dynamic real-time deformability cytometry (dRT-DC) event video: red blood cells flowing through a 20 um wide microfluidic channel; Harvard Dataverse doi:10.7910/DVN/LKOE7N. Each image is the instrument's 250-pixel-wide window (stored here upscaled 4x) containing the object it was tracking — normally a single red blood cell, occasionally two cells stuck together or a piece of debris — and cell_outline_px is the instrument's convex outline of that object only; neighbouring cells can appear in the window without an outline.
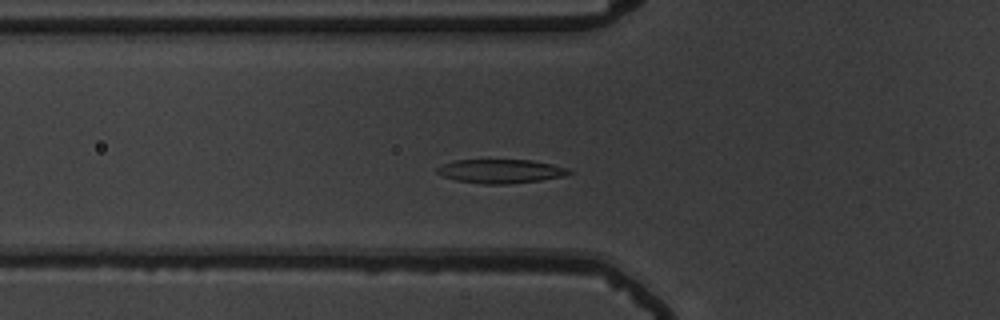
{"species": "common noctule bat (a hibernating species)", "species_latin": "Nyctalus noctula", "temperature_condition": "warm", "stored_images_in_passage": 50, "camera_frame_rate_fps": 3000, "um_per_image_px": 0.085, "animal": {"sex": "male", "body_mass_g": 19.5, "forearm_length_mm": 54.6}, "frame": {"image": 1, "passage_image": 14, "time_ms": 4.333, "image_size_px": [1000, 320], "cell_outline_px": [[572, 172], [564, 176], [540, 180], [508, 184], [484, 184], [456, 180], [444, 176], [436, 172], [436, 168], [452, 160], [532, 160], [552, 164], [568, 168]], "centroid_in_image_um": [42.56, 14.55], "position_along_channel_um": 83.2, "area_um2": 18.26}}
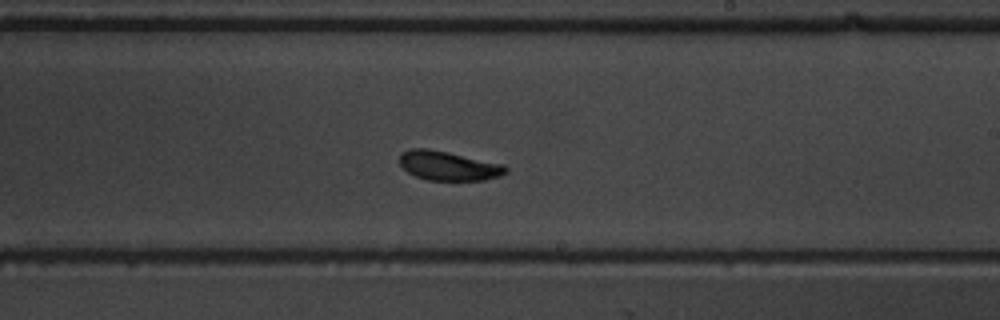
{"frame": {"image": 2, "passage_image": 28, "time_ms": 9.0, "image_size_px": [1000, 320], "cell_outline_px": [[508, 172], [500, 176], [484, 180], [428, 180], [416, 176], [408, 172], [400, 164], [400, 152], [412, 148], [428, 148], [448, 152], [504, 164], [508, 168]], "centroid_in_image_um": [38.13, 14.08], "position_along_channel_um": 250.9, "area_um2": 18.15}}
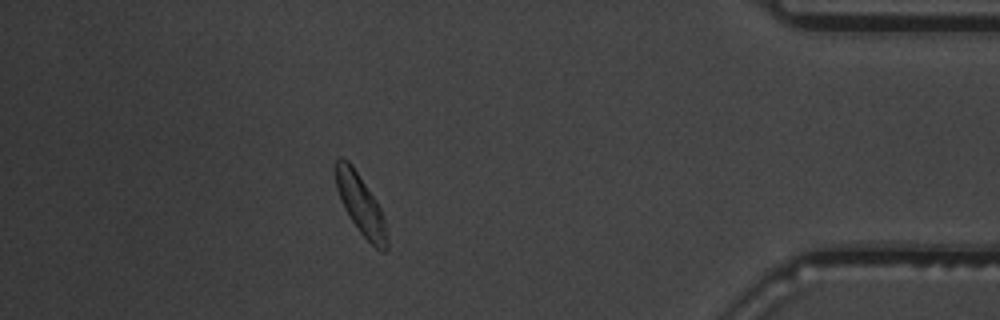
{"frame": {"image": 3, "passage_image": 44, "time_ms": 14.333, "image_size_px": [1000, 320], "cell_outline_px": [[388, 248], [384, 252], [380, 252], [360, 232], [344, 208], [340, 200], [336, 188], [336, 160], [340, 156], [348, 160], [352, 164], [376, 200], [384, 216], [388, 240]], "centroid_in_image_um": [30.67, 17.39], "position_along_channel_um": 404.5, "area_um2": 17.86}, "authors_computed_cell_mechanics": {"area_um2": 18.1781, "velocity_mm_per_s": 3.5918, "shape_relaxation_time_tau1_ms": null, "shape_relaxation_time_tau2_ms": 1.1928, "deformation_change_tau1": null, "deformation_change_tau2": 0.0505}}